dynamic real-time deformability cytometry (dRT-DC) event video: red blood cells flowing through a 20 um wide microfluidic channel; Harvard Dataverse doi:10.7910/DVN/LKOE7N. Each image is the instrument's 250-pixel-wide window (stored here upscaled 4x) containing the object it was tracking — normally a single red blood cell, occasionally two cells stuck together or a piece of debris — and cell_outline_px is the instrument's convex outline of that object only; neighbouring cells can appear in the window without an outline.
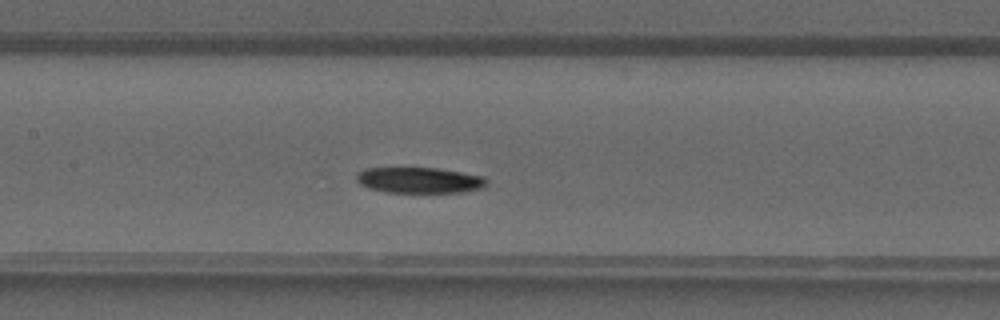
{"species": "common noctule bat (a hibernating species)", "species_latin": "Nyctalus noctula", "temperature_condition": "warm", "stored_images_in_passage": 32, "camera_frame_rate_fps": 3000, "um_per_image_px": 0.085, "animal": {"sex": "male", "forearm_length_mm": 52.5}, "frame": {"image": 1, "passage_image": 10, "time_ms": 3.0, "image_size_px": [1000, 320], "cell_outline_px": [[488, 184], [484, 188], [464, 192], [384, 192], [368, 188], [360, 184], [356, 180], [356, 176], [364, 168], [436, 168], [484, 176], [488, 180]], "centroid_in_image_um": [35.68, 15.32], "position_along_channel_um": 171.7, "area_um2": 19.65}}
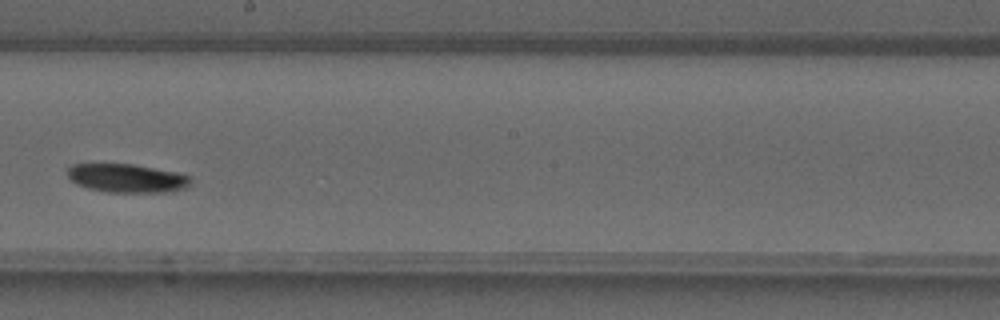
{"frame": {"image": 2, "passage_image": 14, "time_ms": 4.333, "image_size_px": [1000, 320], "cell_outline_px": [[192, 184], [184, 188], [164, 192], [108, 192], [88, 188], [76, 184], [68, 176], [68, 168], [72, 164], [132, 164], [176, 172], [192, 176]], "centroid_in_image_um": [10.81, 15.14], "position_along_channel_um": 237.4, "area_um2": 20.46}}
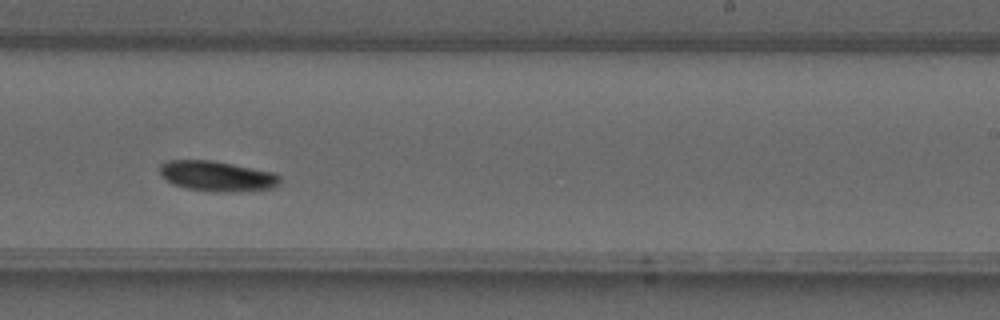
{"frame": {"image": 3, "passage_image": 16, "time_ms": 5.0, "image_size_px": [1000, 320], "cell_outline_px": [[280, 184], [272, 188], [228, 192], [212, 192], [188, 188], [172, 184], [160, 176], [160, 164], [168, 160], [212, 160], [276, 172], [280, 176]], "centroid_in_image_um": [18.45, 14.96], "position_along_channel_um": 270.5, "area_um2": 21.39}}